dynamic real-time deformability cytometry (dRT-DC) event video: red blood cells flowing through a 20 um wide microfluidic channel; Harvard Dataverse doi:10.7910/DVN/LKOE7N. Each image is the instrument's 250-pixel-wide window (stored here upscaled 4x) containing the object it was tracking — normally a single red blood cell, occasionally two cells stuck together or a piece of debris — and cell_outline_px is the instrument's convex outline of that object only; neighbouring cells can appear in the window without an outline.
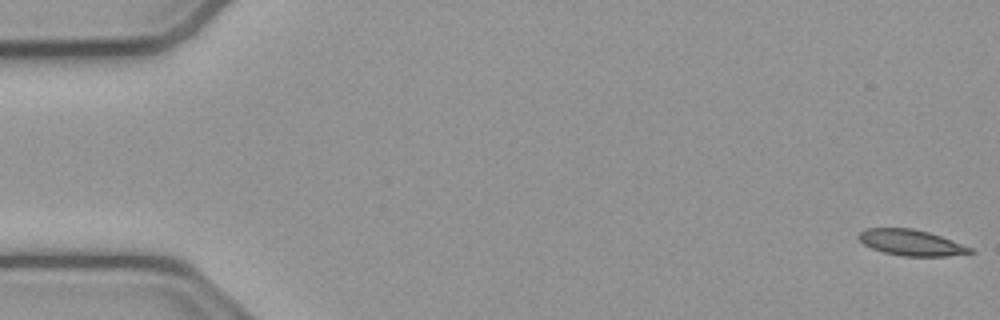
{"species": "common noctule bat (a hibernating species)", "species_latin": "Nyctalus noctula", "temperature_condition": "cold", "stored_images_in_passage": 54, "camera_frame_rate_fps": 3000, "um_per_image_px": 0.085, "animal": {"sex": "male", "body_mass_g": 23.1, "forearm_length_mm": 52.7}, "frame": {"image": 1, "passage_image": 1, "time_ms": 0.0, "image_size_px": [1000, 320], "cell_outline_px": [[976, 252], [948, 256], [904, 256], [884, 252], [872, 248], [864, 244], [856, 236], [864, 228], [912, 228], [928, 232], [940, 236], [972, 248]], "centroid_in_image_um": [77.43, 20.62], "position_along_channel_um": 7.6, "area_um2": 16.7}}
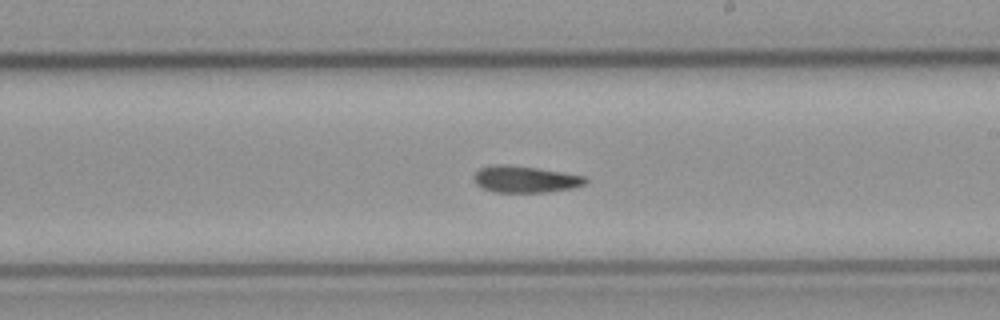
{"frame": {"image": 2, "passage_image": 31, "time_ms": 10.0, "image_size_px": [1000, 320], "cell_outline_px": [[588, 180], [584, 184], [572, 188], [544, 192], [496, 192], [480, 188], [472, 180], [472, 176], [480, 168], [492, 164], [508, 164], [564, 172], [584, 176]], "centroid_in_image_um": [44.57, 15.23], "position_along_channel_um": 244.4, "area_um2": 17.46}}
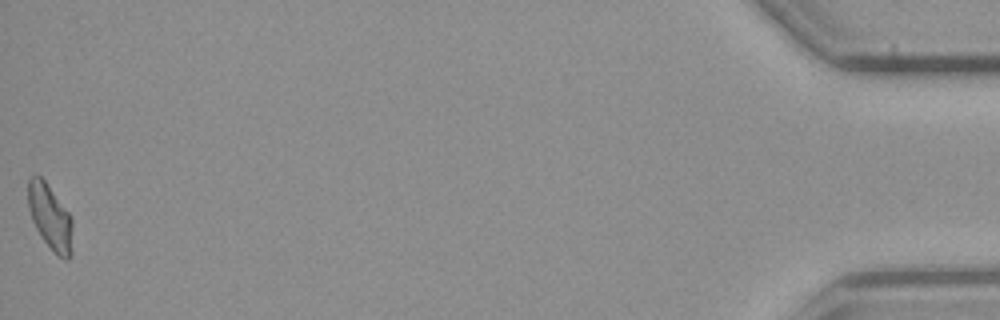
{"frame": {"image": 3, "passage_image": 54, "time_ms": 17.667, "image_size_px": [1000, 320], "cell_outline_px": [[72, 256], [68, 260], [64, 260], [56, 256], [40, 236], [32, 220], [28, 208], [28, 180], [32, 176], [40, 176], [44, 180], [72, 216]], "centroid_in_image_um": [4.28, 18.52], "position_along_channel_um": 430.9, "area_um2": 17.17}, "authors_computed_cell_mechanics": {"area_um2": 17.34, "velocity_mm_per_s": 3.8205, "shape_relaxation_time_tau1_ms": 5.6546, "shape_relaxation_time_tau2_ms": null, "deformation_change_tau1": 0.1725, "deformation_change_tau2": null}}